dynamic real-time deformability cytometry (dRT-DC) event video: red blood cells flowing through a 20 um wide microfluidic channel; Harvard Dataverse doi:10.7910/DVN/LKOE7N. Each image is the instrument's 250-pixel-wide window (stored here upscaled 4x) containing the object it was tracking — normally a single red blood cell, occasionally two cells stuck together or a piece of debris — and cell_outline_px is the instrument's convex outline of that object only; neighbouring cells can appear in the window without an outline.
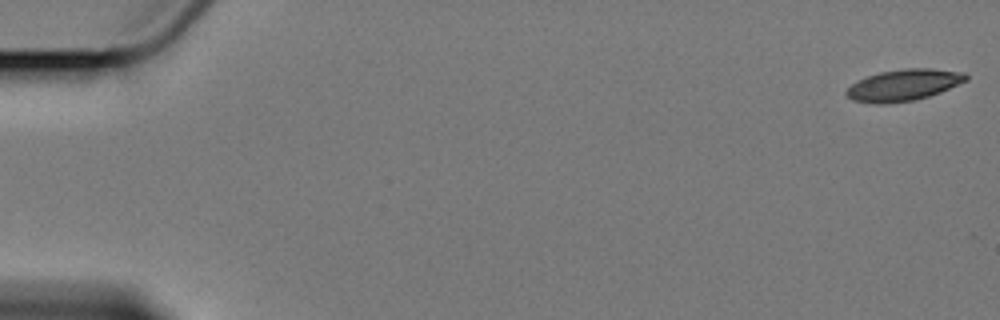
{"species": "Egyptian fruit bat (a non-hibernating species)", "species_latin": "Rousettus aegyptiacus", "temperature_condition": "cold", "stored_images_in_passage": 6, "camera_frame_rate_fps": 3000, "um_per_image_px": 0.085, "animal": {"sex": "female"}, "frame": {"image": 1, "passage_image": 1, "time_ms": 0.0, "image_size_px": [1000, 320], "cell_outline_px": [[968, 80], [940, 92], [916, 100], [888, 104], [872, 104], [852, 100], [844, 92], [852, 84], [868, 76], [880, 72], [904, 68], [932, 68], [964, 72], [968, 76]], "centroid_in_image_um": [76.82, 7.24], "position_along_channel_um": 8.2, "area_um2": 22.02}}
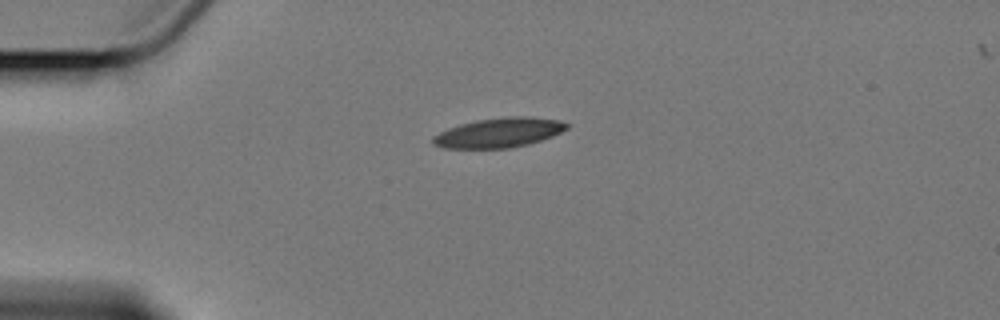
{"frame": {"image": 2, "passage_image": 5, "time_ms": 4.667, "image_size_px": [1000, 320], "cell_outline_px": [[568, 128], [552, 136], [540, 140], [508, 148], [444, 148], [432, 144], [432, 136], [448, 128], [460, 124], [476, 120], [508, 116], [532, 116], [560, 120], [568, 124]], "centroid_in_image_um": [42.39, 11.26], "position_along_channel_um": 42.6, "area_um2": 23.0}}